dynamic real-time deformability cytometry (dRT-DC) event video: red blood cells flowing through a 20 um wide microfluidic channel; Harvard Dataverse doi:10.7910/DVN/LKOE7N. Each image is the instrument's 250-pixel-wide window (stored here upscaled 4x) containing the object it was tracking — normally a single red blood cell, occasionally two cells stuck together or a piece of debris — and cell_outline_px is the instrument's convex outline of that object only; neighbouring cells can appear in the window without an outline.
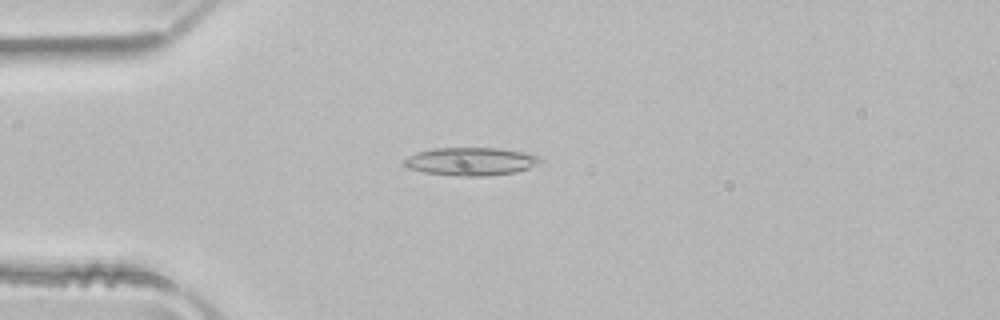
{"species": "common noctule bat (a hibernating species)", "species_latin": "Nyctalus noctula", "temperature_condition": "room temperature", "stored_images_in_passage": 50, "camera_frame_rate_fps": 3000, "um_per_image_px": 0.085, "animal": {"sex": "male", "body_mass_g": 21.5, "forearm_length_mm": 52.0}, "frame": {"image": 1, "passage_image": 13, "time_ms": 4.0, "image_size_px": [1000, 320], "cell_outline_px": [[540, 160], [528, 168], [516, 172], [484, 176], [460, 176], [424, 172], [408, 168], [404, 164], [404, 160], [408, 156], [432, 148], [500, 148], [524, 152], [540, 156]], "centroid_in_image_um": [40.01, 13.72], "position_along_channel_um": 45.0, "area_um2": 21.96}}
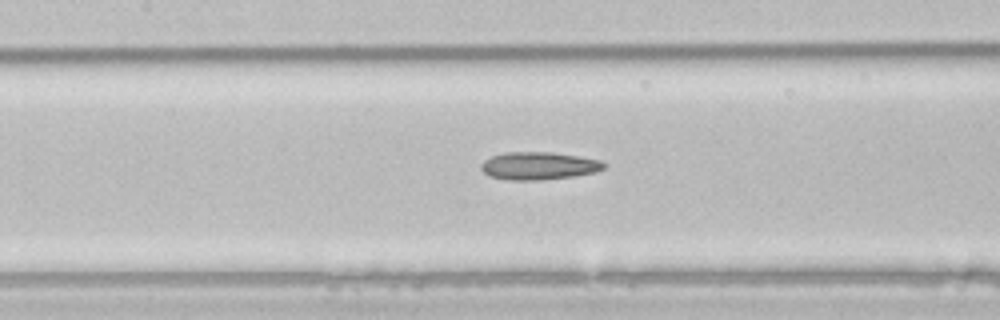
{"frame": {"image": 2, "passage_image": 23, "time_ms": 7.333, "image_size_px": [1000, 320], "cell_outline_px": [[608, 164], [604, 168], [596, 172], [572, 176], [540, 180], [512, 180], [492, 176], [484, 172], [480, 168], [480, 164], [484, 160], [492, 156], [504, 152], [552, 152], [600, 160]], "centroid_in_image_um": [45.8, 14.09], "position_along_channel_um": 161.6, "area_um2": 19.71}}
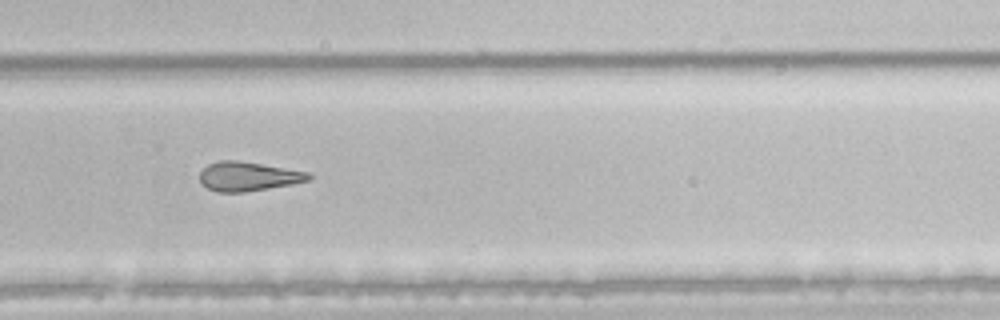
{"frame": {"image": 3, "passage_image": 34, "time_ms": 11.0, "image_size_px": [1000, 320], "cell_outline_px": [[312, 180], [292, 184], [244, 192], [216, 192], [200, 184], [200, 172], [208, 164], [220, 160], [236, 160], [308, 172], [312, 176]], "centroid_in_image_um": [21.07, 15.0], "position_along_channel_um": 308.7, "area_um2": 18.44}, "authors_computed_cell_mechanics": {"area_um2": 21.0681, "velocity_mm_per_s": 4.0316, "shape_relaxation_time_tau1_ms": null, "shape_relaxation_time_tau2_ms": 8.6922, "deformation_change_tau1": null, "deformation_change_tau2": 0.2368}}